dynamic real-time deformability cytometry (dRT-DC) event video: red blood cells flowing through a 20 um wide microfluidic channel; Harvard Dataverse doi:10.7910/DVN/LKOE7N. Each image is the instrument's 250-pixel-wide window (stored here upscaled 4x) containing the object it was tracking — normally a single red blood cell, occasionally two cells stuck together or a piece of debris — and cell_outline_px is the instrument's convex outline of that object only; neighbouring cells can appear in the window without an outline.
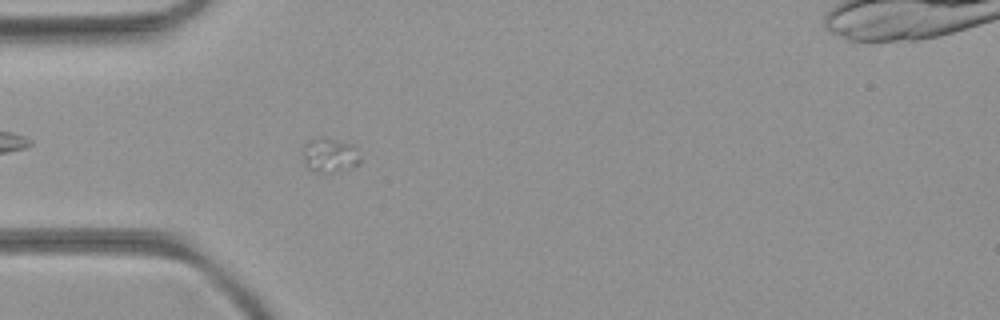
{"species": "common noctule bat (a hibernating species)", "species_latin": "Nyctalus noctula", "temperature_condition": "room temperature", "stored_images_in_passage": 33, "camera_frame_rate_fps": 3000, "um_per_image_px": 0.085, "animal": {"sex": "female", "body_mass_g": 21.9}, "frame": {"image": 1, "passage_image": 17, "time_ms": 5.333, "image_size_px": [1000, 320], "cell_outline_px": [[360, 164], [340, 172], [324, 176], [308, 168], [304, 160], [304, 144], [308, 140], [320, 136], [324, 136], [352, 144], [356, 148], [360, 156]], "centroid_in_image_um": [28.05, 13.22], "position_along_channel_um": 57.0, "area_um2": 12.08}}